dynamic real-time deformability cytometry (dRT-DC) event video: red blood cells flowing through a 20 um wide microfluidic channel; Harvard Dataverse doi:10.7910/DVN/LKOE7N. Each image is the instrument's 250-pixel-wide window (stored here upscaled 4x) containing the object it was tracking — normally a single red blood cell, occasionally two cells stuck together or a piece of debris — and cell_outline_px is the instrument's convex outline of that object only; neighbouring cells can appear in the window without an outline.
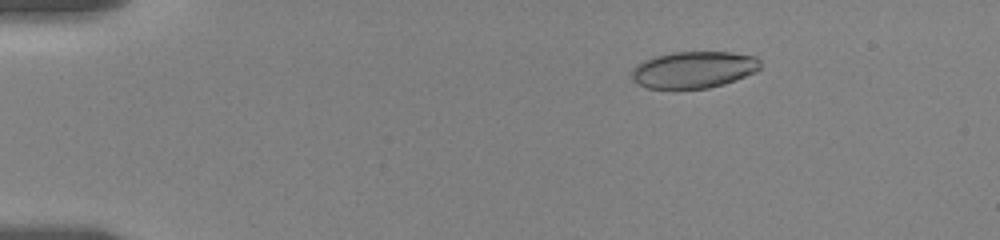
{"species": "human", "species_latin": "Homo sapiens", "temperature_condition": "room temperature", "stored_images_in_passage": 49, "camera_frame_rate_fps": 3000, "um_per_image_px": 0.085, "donor": {"sex": "female"}, "frame": {"image": 1, "passage_image": 1, "time_ms": 0.0, "image_size_px": [1000, 240], "cell_outline_px": [[760, 68], [756, 72], [724, 84], [708, 88], [672, 92], [648, 88], [640, 84], [632, 76], [632, 68], [636, 64], [644, 60], [656, 56], [672, 52], [728, 52], [756, 56], [760, 60]], "centroid_in_image_um": [58.95, 5.96], "position_along_channel_um": 26.1, "area_um2": 28.21}}
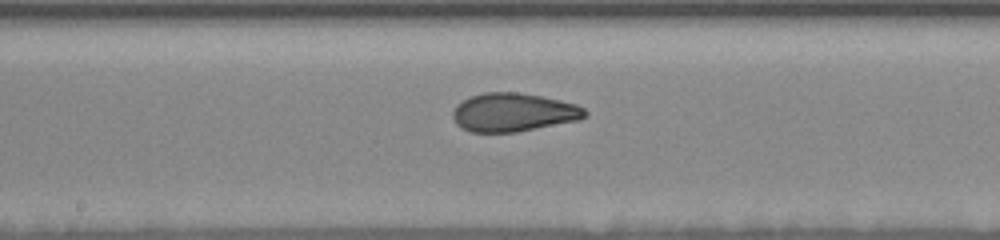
{"frame": {"image": 2, "passage_image": 23, "time_ms": 7.333, "image_size_px": [1000, 240], "cell_outline_px": [[588, 116], [580, 120], [516, 132], [472, 132], [460, 128], [456, 124], [452, 116], [452, 112], [456, 104], [472, 96], [484, 92], [520, 92], [560, 100], [576, 104], [584, 108], [588, 112]], "centroid_in_image_um": [43.65, 9.55], "position_along_channel_um": 204.6, "area_um2": 29.82}}
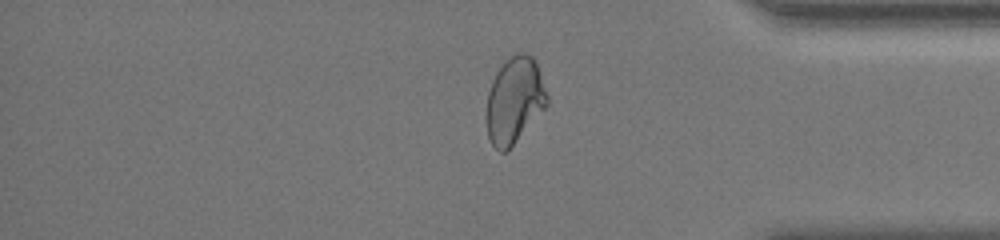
{"frame": {"image": 3, "passage_image": 40, "time_ms": 13.0, "image_size_px": [1000, 240], "cell_outline_px": [[548, 104], [508, 152], [500, 152], [492, 144], [488, 136], [488, 92], [492, 80], [496, 72], [504, 60], [516, 52], [524, 52], [532, 56], [536, 60], [548, 96]], "centroid_in_image_um": [43.75, 8.5], "position_along_channel_um": 391.4, "area_um2": 30.46}, "authors_computed_cell_mechanics": {"area_um2": 29.9404, "velocity_mm_per_s": 3.5509, "shape_relaxation_time_tau1_ms": 5.8728, "shape_relaxation_time_tau2_ms": 1.2635, "deformation_change_tau1": 0.1808, "deformation_change_tau2": 0.0656}}